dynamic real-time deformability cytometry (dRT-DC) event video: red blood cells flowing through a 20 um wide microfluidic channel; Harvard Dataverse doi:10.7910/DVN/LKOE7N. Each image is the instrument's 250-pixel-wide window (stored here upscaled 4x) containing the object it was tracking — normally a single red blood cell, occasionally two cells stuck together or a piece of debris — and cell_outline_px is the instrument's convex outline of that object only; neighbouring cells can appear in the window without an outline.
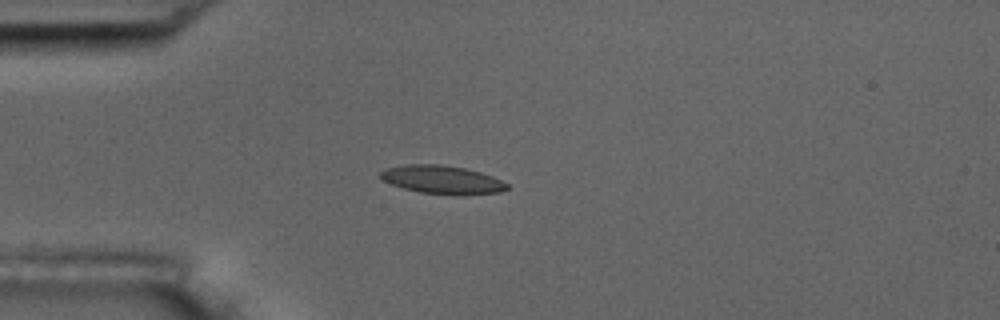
{"species": "common noctule bat (a hibernating species)", "species_latin": "Nyctalus noctula", "temperature_condition": "room temperature", "stored_images_in_passage": 7, "camera_frame_rate_fps": 3000, "um_per_image_px": 0.085, "animal": {"sex": "male", "body_mass_g": 17.5, "forearm_length_mm": 52.3}, "frame": {"image": 1, "passage_image": 5, "time_ms": 4.667, "image_size_px": [1000, 320], "cell_outline_px": [[508, 188], [500, 192], [464, 196], [452, 196], [420, 192], [404, 188], [392, 184], [384, 180], [380, 176], [380, 172], [384, 168], [404, 164], [440, 164], [464, 168], [480, 172], [492, 176], [508, 184]], "centroid_in_image_um": [37.59, 15.29], "position_along_channel_um": 47.4, "area_um2": 21.15}}